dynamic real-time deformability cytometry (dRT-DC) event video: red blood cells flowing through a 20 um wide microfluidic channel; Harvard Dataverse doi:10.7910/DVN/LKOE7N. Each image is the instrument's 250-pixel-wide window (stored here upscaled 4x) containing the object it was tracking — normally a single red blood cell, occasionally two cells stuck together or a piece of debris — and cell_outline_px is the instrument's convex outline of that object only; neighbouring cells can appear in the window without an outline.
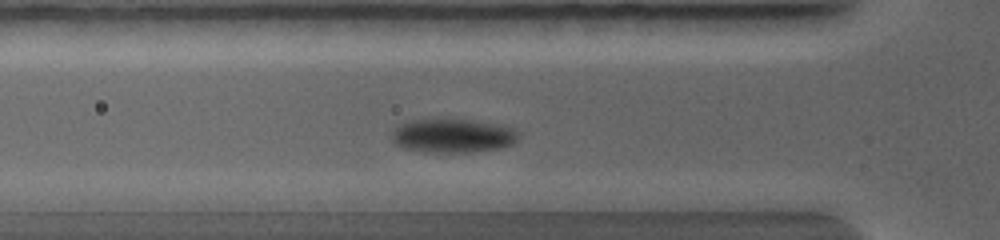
{"species": "common noctule bat (a hibernating species)", "species_latin": "Nyctalus noctula", "temperature_condition": "warm", "stored_images_in_passage": 21, "camera_frame_rate_fps": 5000, "um_per_image_px": 0.085, "animal": {"sex": "female", "body_mass_g": 19.0, "forearm_length_mm": 56.7}, "frame": {"image": 1, "passage_image": 3, "time_ms": 0.8, "image_size_px": [1000, 240], "cell_outline_px": [[516, 140], [512, 144], [504, 148], [476, 152], [424, 152], [404, 148], [396, 144], [396, 132], [404, 124], [424, 120], [464, 120], [504, 128], [512, 132], [516, 136]], "centroid_in_image_um": [38.49, 11.61], "position_along_channel_um": 87.3, "area_um2": 23.18}}
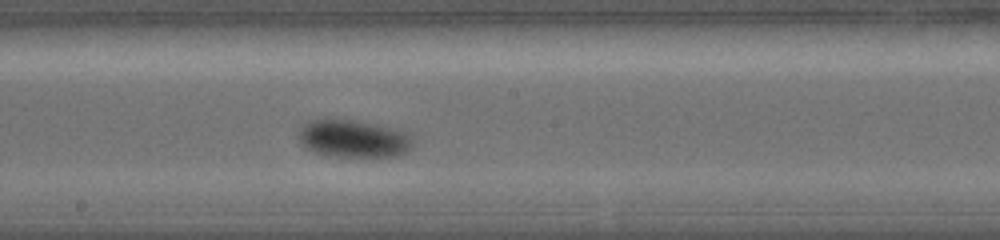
{"frame": {"image": 2, "passage_image": 10, "time_ms": 3.2, "image_size_px": [1000, 240], "cell_outline_px": [[412, 148], [400, 156], [336, 156], [316, 152], [308, 148], [300, 140], [300, 136], [304, 128], [308, 124], [316, 120], [344, 120], [376, 128], [400, 136], [408, 140], [412, 144]], "centroid_in_image_um": [29.93, 11.87], "position_along_channel_um": 218.3, "area_um2": 22.14}}
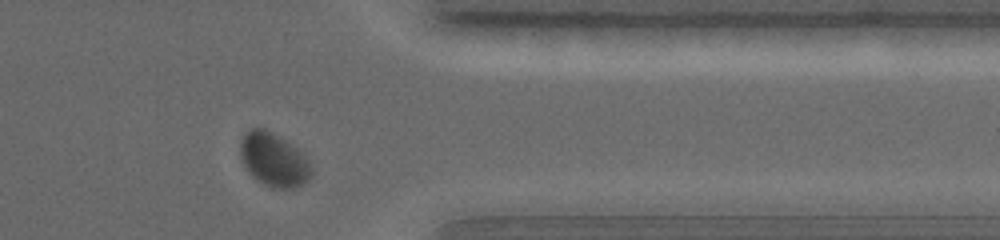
{"frame": {"image": 3, "passage_image": 19, "time_ms": 6.4, "image_size_px": [1000, 240], "cell_outline_px": [[312, 176], [304, 184], [296, 188], [280, 188], [268, 184], [260, 180], [248, 168], [244, 160], [244, 136], [248, 132], [256, 128], [272, 136], [308, 164], [312, 172]], "centroid_in_image_um": [23.31, 13.71], "position_along_channel_um": 388.1, "area_um2": 18.84}}